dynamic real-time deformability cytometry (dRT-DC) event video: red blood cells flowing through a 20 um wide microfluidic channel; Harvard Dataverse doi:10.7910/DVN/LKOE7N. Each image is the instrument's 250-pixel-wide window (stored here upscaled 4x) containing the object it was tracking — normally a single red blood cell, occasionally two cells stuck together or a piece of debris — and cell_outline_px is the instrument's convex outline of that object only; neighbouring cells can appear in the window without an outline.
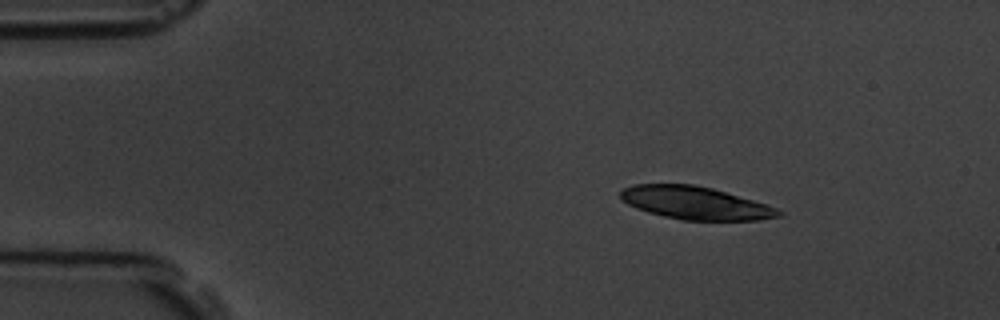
{"species": "common noctule bat (a hibernating species)", "species_latin": "Nyctalus noctula", "temperature_condition": "room temperature", "stored_images_in_passage": 13, "camera_frame_rate_fps": 3000, "um_per_image_px": 0.085, "animal": {"sex": "male", "body_mass_g": 19.5, "forearm_length_mm": 54.6}, "frame": {"image": 1, "passage_image": 3, "time_ms": 2.333, "image_size_px": [1000, 320], "cell_outline_px": [[784, 212], [780, 216], [756, 220], [680, 220], [648, 212], [636, 208], [620, 200], [620, 188], [636, 184], [696, 184], [712, 188], [752, 200], [776, 208]], "centroid_in_image_um": [59.04, 17.24], "position_along_channel_um": 26.0, "area_um2": 30.17}, "authors_computed_cell_mechanics": {"area_um2": 17.5134, "velocity_mm_per_s": 3.5797, "shape_relaxation_time_tau1_ms": 2.0144, "shape_relaxation_time_tau2_ms": 3.1602, "deformation_change_tau1": 0.0977, "deformation_change_tau2": 0.0727}}